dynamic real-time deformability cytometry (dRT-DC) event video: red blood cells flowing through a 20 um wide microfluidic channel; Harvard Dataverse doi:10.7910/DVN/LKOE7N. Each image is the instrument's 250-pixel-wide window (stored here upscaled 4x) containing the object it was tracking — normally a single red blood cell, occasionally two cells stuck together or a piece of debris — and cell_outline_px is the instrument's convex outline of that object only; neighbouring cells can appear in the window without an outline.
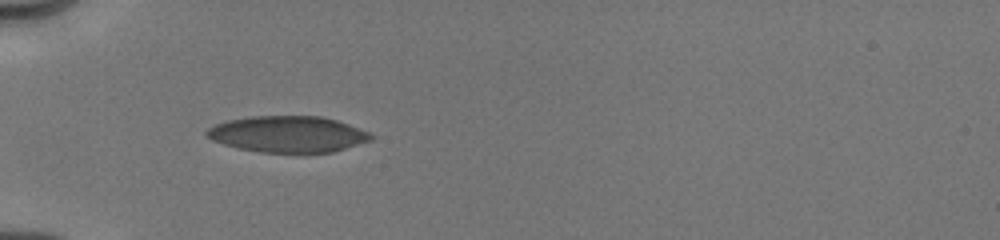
{"species": "human", "species_latin": "Homo sapiens", "temperature_condition": "cold", "stored_images_in_passage": 18, "camera_frame_rate_fps": 3000, "um_per_image_px": 0.085, "donor": {"sex": "male"}, "frame": {"image": 1, "passage_image": 1, "time_ms": 0.0, "image_size_px": [1000, 240], "cell_outline_px": [[376, 136], [372, 140], [332, 152], [260, 152], [240, 148], [224, 144], [212, 140], [204, 132], [208, 128], [216, 124], [228, 120], [252, 116], [320, 116], [336, 120], [348, 124], [368, 132]], "centroid_in_image_um": [24.48, 11.4], "position_along_channel_um": 60.5, "area_um2": 34.45}}
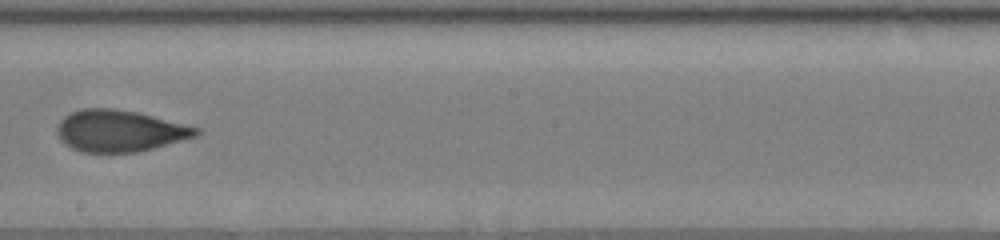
{"frame": {"image": 2, "passage_image": 8, "time_ms": 4.667, "image_size_px": [1000, 240], "cell_outline_px": [[200, 132], [196, 136], [152, 148], [136, 152], [80, 152], [64, 144], [60, 140], [56, 132], [56, 128], [60, 120], [64, 116], [80, 108], [112, 108], [136, 112], [200, 128]], "centroid_in_image_um": [10.11, 11.12], "position_along_channel_um": 238.1, "area_um2": 33.52}}
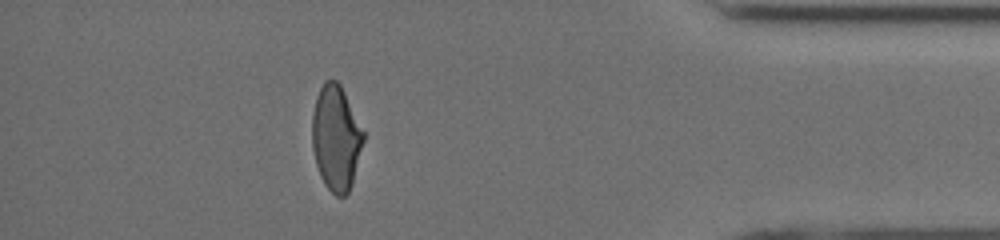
{"frame": {"image": 3, "passage_image": 15, "time_ms": 9.667, "image_size_px": [1000, 240], "cell_outline_px": [[364, 140], [352, 184], [348, 192], [344, 196], [336, 196], [324, 184], [320, 176], [316, 164], [312, 148], [312, 116], [316, 96], [324, 80], [336, 80], [340, 84], [364, 132]], "centroid_in_image_um": [28.55, 11.73], "position_along_channel_um": 406.7, "area_um2": 31.33}, "authors_computed_cell_mechanics": {"area_um2": 33.524, "velocity_mm_per_s": 4.0372, "shape_relaxation_time_tau1_ms": 8.0701, "shape_relaxation_time_tau2_ms": 1.0251, "deformation_change_tau1": 0.1757, "deformation_change_tau2": 0.0597}}